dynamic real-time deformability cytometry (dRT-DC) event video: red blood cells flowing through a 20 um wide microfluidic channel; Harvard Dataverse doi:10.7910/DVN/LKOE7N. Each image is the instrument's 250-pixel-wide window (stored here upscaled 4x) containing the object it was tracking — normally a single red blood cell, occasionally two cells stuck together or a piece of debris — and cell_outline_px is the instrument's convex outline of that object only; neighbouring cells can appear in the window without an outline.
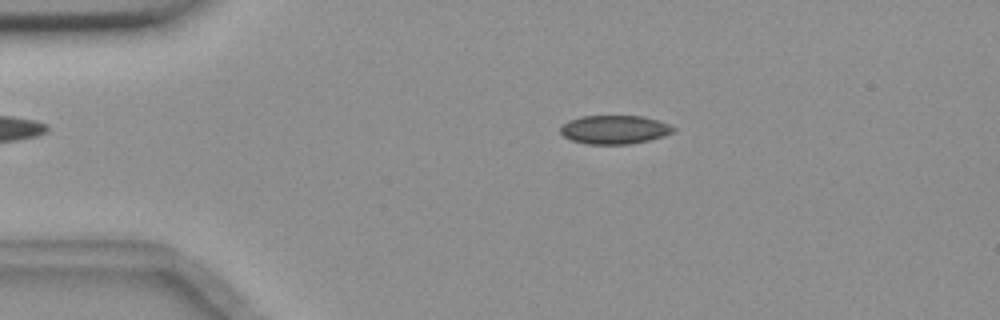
{"species": "common noctule bat (a hibernating species)", "species_latin": "Nyctalus noctula", "temperature_condition": "room temperature", "stored_images_in_passage": 54, "camera_frame_rate_fps": 3000, "um_per_image_px": 0.085, "animal": {"sex": "female", "body_mass_g": 18.4}, "frame": {"image": 1, "passage_image": 10, "time_ms": 3.0, "image_size_px": [1000, 320], "cell_outline_px": [[676, 128], [672, 132], [664, 136], [648, 140], [628, 144], [584, 144], [572, 140], [564, 136], [560, 132], [560, 128], [568, 120], [580, 116], [644, 116], [668, 124]], "centroid_in_image_um": [52.21, 11.01], "position_along_channel_um": 32.8, "area_um2": 18.79}}
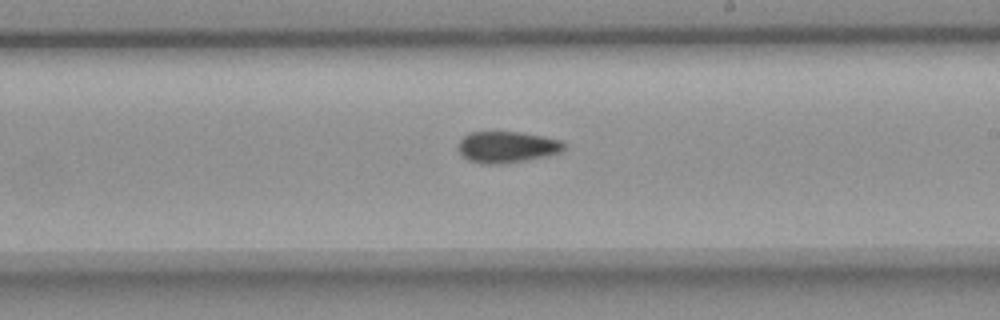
{"frame": {"image": 2, "passage_image": 31, "time_ms": 10.0, "image_size_px": [1000, 320], "cell_outline_px": [[568, 144], [560, 152], [544, 156], [504, 164], [480, 164], [468, 160], [456, 148], [460, 140], [464, 136], [472, 132], [520, 132], [544, 136], [560, 140]], "centroid_in_image_um": [43.08, 12.5], "position_along_channel_um": 245.9, "area_um2": 19.36}}
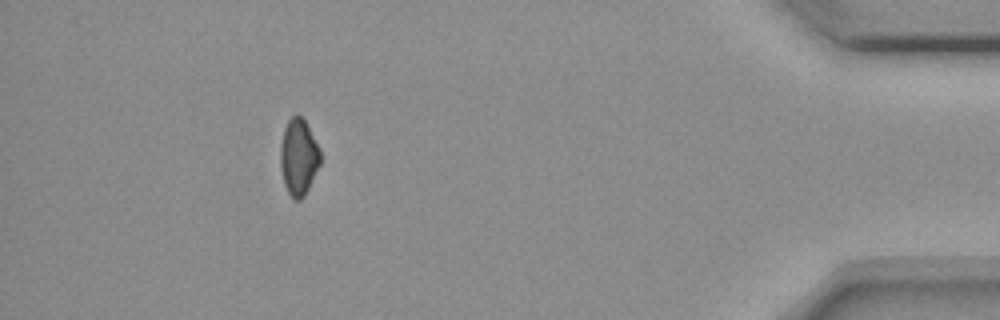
{"frame": {"image": 3, "passage_image": 49, "time_ms": 16.0, "image_size_px": [1000, 320], "cell_outline_px": [[320, 164], [304, 196], [300, 200], [292, 200], [284, 184], [280, 168], [280, 144], [284, 128], [288, 120], [296, 112], [304, 120], [320, 148]], "centroid_in_image_um": [25.36, 13.35], "position_along_channel_um": 409.8, "area_um2": 17.86}, "authors_computed_cell_mechanics": {"area_um2": 19.0451, "velocity_mm_per_s": 3.6794, "shape_relaxation_time_tau1_ms": null, "shape_relaxation_time_tau2_ms": 5.8671, "deformation_change_tau1": null, "deformation_change_tau2": 0.0992}}